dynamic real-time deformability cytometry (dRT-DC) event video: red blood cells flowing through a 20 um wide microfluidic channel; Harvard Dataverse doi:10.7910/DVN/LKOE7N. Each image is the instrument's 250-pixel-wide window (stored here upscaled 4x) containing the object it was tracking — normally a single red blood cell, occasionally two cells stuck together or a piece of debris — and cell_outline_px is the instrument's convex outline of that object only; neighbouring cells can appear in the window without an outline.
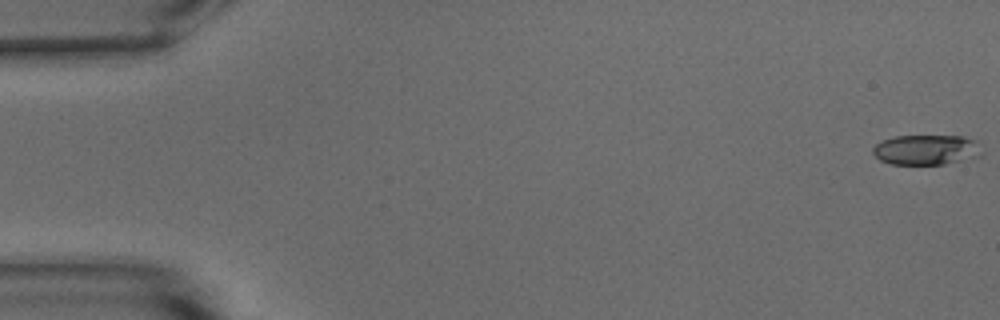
{"species": "common noctule bat (a hibernating species)", "species_latin": "Nyctalus noctula", "temperature_condition": "warm", "stored_images_in_passage": 55, "camera_frame_rate_fps": 3000, "um_per_image_px": 0.085, "animal": {"sex": "male", "body_mass_g": 15.6}, "frame": {"image": 1, "passage_image": 1, "time_ms": 0.0, "image_size_px": [1000, 320], "cell_outline_px": [[984, 156], [944, 164], [892, 164], [880, 160], [872, 152], [872, 148], [880, 140], [896, 136], [964, 136], [976, 140], [984, 152]], "centroid_in_image_um": [78.79, 12.73], "position_along_channel_um": 6.2, "area_um2": 19.42}}
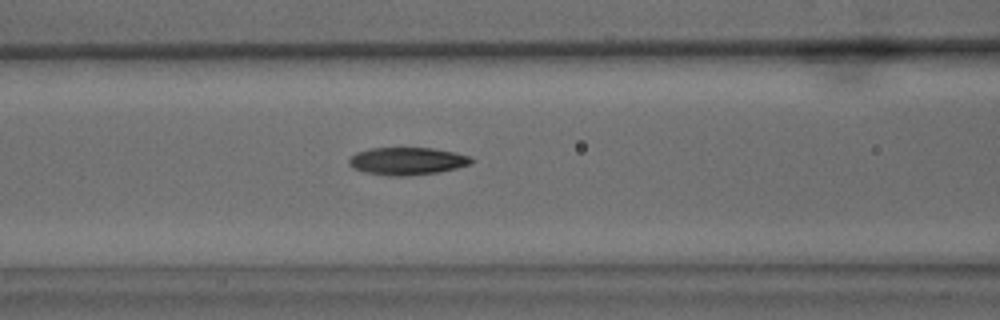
{"frame": {"image": 2, "passage_image": 23, "time_ms": 7.333, "image_size_px": [1000, 320], "cell_outline_px": [[476, 160], [472, 164], [456, 168], [436, 172], [408, 176], [388, 176], [364, 172], [352, 168], [348, 164], [348, 160], [356, 152], [368, 148], [432, 148], [456, 152], [472, 156]], "centroid_in_image_um": [34.63, 13.69], "position_along_channel_um": 132.0, "area_um2": 19.94}}
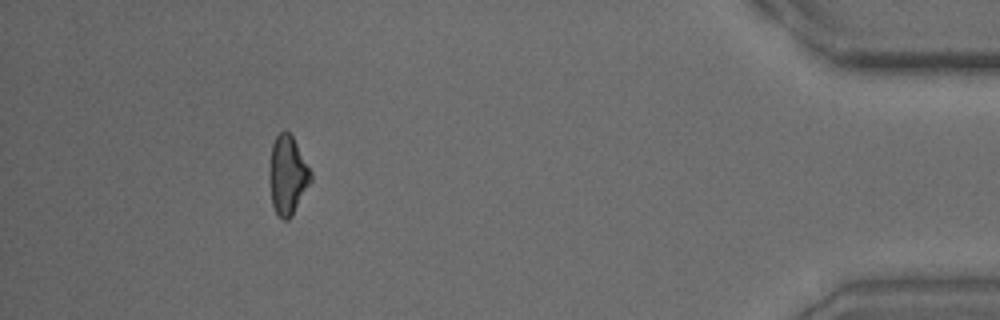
{"frame": {"image": 3, "passage_image": 50, "time_ms": 16.333, "image_size_px": [1000, 320], "cell_outline_px": [[312, 180], [292, 216], [288, 220], [284, 220], [276, 212], [272, 204], [268, 176], [268, 172], [272, 144], [276, 136], [284, 128], [292, 136], [312, 172]], "centroid_in_image_um": [24.43, 14.88], "position_along_channel_um": 410.8, "area_um2": 19.13}, "authors_computed_cell_mechanics": {"area_um2": 19.4208, "velocity_mm_per_s": 3.7359, "shape_relaxation_time_tau1_ms": 4.5447, "shape_relaxation_time_tau2_ms": 4.4437, "deformation_change_tau1": 0.1354, "deformation_change_tau2": 0.1247}}